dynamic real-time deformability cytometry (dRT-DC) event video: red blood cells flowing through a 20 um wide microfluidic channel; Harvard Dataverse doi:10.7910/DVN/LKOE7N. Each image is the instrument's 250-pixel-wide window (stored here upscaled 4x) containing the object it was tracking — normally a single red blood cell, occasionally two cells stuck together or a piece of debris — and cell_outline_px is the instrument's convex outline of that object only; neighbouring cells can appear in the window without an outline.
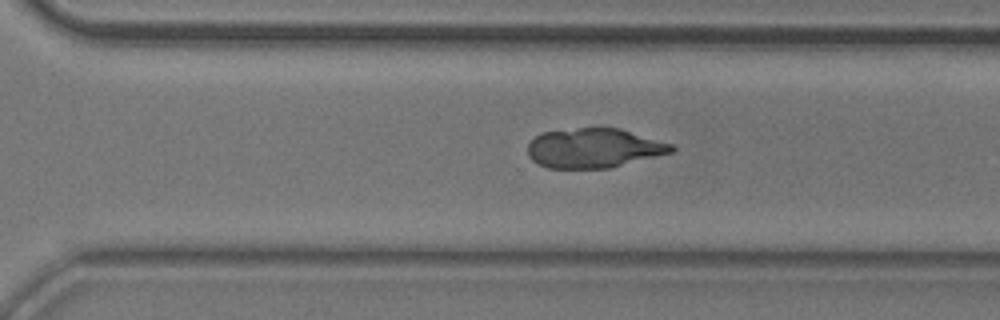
{"species": "common noctule bat (a hibernating species)", "species_latin": "Nyctalus noctula", "temperature_condition": "room temperature", "stored_images_in_passage": 45, "camera_frame_rate_fps": 3000, "um_per_image_px": 0.085, "animal": {"sex": "male", "body_mass_g": 20.5, "forearm_length_mm": 52.5}, "frame": {"image": 1, "passage_image": 28, "time_ms": 9.0, "image_size_px": [1000, 320], "cell_outline_px": [[676, 148], [672, 152], [608, 168], [548, 168], [532, 160], [528, 156], [528, 144], [540, 132], [600, 124], [620, 128], [672, 144]], "centroid_in_image_um": [50.45, 12.54], "position_along_channel_um": 320.1, "area_um2": 33.7}}
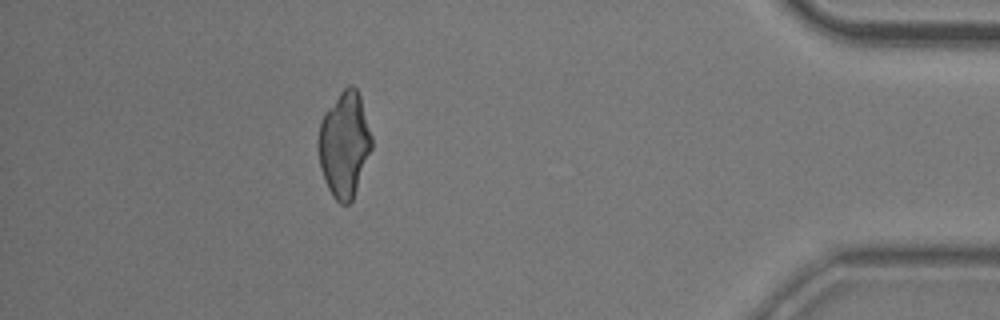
{"frame": {"image": 2, "passage_image": 39, "time_ms": 12.667, "image_size_px": [1000, 320], "cell_outline_px": [[372, 148], [352, 200], [348, 204], [340, 204], [332, 196], [324, 180], [320, 168], [316, 148], [316, 140], [320, 120], [324, 112], [340, 92], [348, 84], [352, 84], [356, 88], [360, 96], [372, 136]], "centroid_in_image_um": [29.23, 12.26], "position_along_channel_um": 406.0, "area_um2": 33.18}}